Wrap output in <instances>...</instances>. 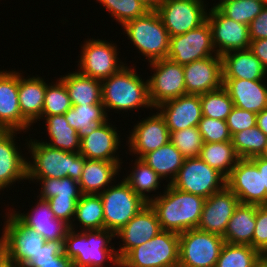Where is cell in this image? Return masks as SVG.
<instances>
[{
  "label": "cell",
  "instance_id": "8",
  "mask_svg": "<svg viewBox=\"0 0 267 267\" xmlns=\"http://www.w3.org/2000/svg\"><path fill=\"white\" fill-rule=\"evenodd\" d=\"M225 240L221 235L190 229L179 233V267H215Z\"/></svg>",
  "mask_w": 267,
  "mask_h": 267
},
{
  "label": "cell",
  "instance_id": "48",
  "mask_svg": "<svg viewBox=\"0 0 267 267\" xmlns=\"http://www.w3.org/2000/svg\"><path fill=\"white\" fill-rule=\"evenodd\" d=\"M80 198H58L54 196L47 200L51 210L57 219H61L70 225L71 229H75L73 221L75 216L76 204Z\"/></svg>",
  "mask_w": 267,
  "mask_h": 267
},
{
  "label": "cell",
  "instance_id": "7",
  "mask_svg": "<svg viewBox=\"0 0 267 267\" xmlns=\"http://www.w3.org/2000/svg\"><path fill=\"white\" fill-rule=\"evenodd\" d=\"M99 195L103 205L104 229L114 234L148 204L125 179L117 185L109 186Z\"/></svg>",
  "mask_w": 267,
  "mask_h": 267
},
{
  "label": "cell",
  "instance_id": "13",
  "mask_svg": "<svg viewBox=\"0 0 267 267\" xmlns=\"http://www.w3.org/2000/svg\"><path fill=\"white\" fill-rule=\"evenodd\" d=\"M82 48L78 72L84 76L102 81L126 65L118 61V49L114 43L100 39H89V41L86 40Z\"/></svg>",
  "mask_w": 267,
  "mask_h": 267
},
{
  "label": "cell",
  "instance_id": "47",
  "mask_svg": "<svg viewBox=\"0 0 267 267\" xmlns=\"http://www.w3.org/2000/svg\"><path fill=\"white\" fill-rule=\"evenodd\" d=\"M151 10L141 0H119L117 3V22L123 26L127 21L144 16Z\"/></svg>",
  "mask_w": 267,
  "mask_h": 267
},
{
  "label": "cell",
  "instance_id": "61",
  "mask_svg": "<svg viewBox=\"0 0 267 267\" xmlns=\"http://www.w3.org/2000/svg\"><path fill=\"white\" fill-rule=\"evenodd\" d=\"M259 157L267 160V143H266V145H265L263 151H262L261 154L259 155Z\"/></svg>",
  "mask_w": 267,
  "mask_h": 267
},
{
  "label": "cell",
  "instance_id": "24",
  "mask_svg": "<svg viewBox=\"0 0 267 267\" xmlns=\"http://www.w3.org/2000/svg\"><path fill=\"white\" fill-rule=\"evenodd\" d=\"M15 130H0V190L27 179V162L15 145ZM27 160V161H26Z\"/></svg>",
  "mask_w": 267,
  "mask_h": 267
},
{
  "label": "cell",
  "instance_id": "6",
  "mask_svg": "<svg viewBox=\"0 0 267 267\" xmlns=\"http://www.w3.org/2000/svg\"><path fill=\"white\" fill-rule=\"evenodd\" d=\"M179 233L161 230L151 240L131 249L118 267H178Z\"/></svg>",
  "mask_w": 267,
  "mask_h": 267
},
{
  "label": "cell",
  "instance_id": "35",
  "mask_svg": "<svg viewBox=\"0 0 267 267\" xmlns=\"http://www.w3.org/2000/svg\"><path fill=\"white\" fill-rule=\"evenodd\" d=\"M45 120L51 143H43L55 149L79 152L81 139L78 136V132L69 126L64 114L47 116Z\"/></svg>",
  "mask_w": 267,
  "mask_h": 267
},
{
  "label": "cell",
  "instance_id": "31",
  "mask_svg": "<svg viewBox=\"0 0 267 267\" xmlns=\"http://www.w3.org/2000/svg\"><path fill=\"white\" fill-rule=\"evenodd\" d=\"M66 88L72 105L102 104L101 80L77 72L60 78Z\"/></svg>",
  "mask_w": 267,
  "mask_h": 267
},
{
  "label": "cell",
  "instance_id": "37",
  "mask_svg": "<svg viewBox=\"0 0 267 267\" xmlns=\"http://www.w3.org/2000/svg\"><path fill=\"white\" fill-rule=\"evenodd\" d=\"M134 170L124 179L130 184L131 188L147 203L152 200L146 193L159 189L160 179H162L151 167L141 159H135Z\"/></svg>",
  "mask_w": 267,
  "mask_h": 267
},
{
  "label": "cell",
  "instance_id": "28",
  "mask_svg": "<svg viewBox=\"0 0 267 267\" xmlns=\"http://www.w3.org/2000/svg\"><path fill=\"white\" fill-rule=\"evenodd\" d=\"M19 73L18 99L22 116L32 125L41 119L46 81L38 77H22Z\"/></svg>",
  "mask_w": 267,
  "mask_h": 267
},
{
  "label": "cell",
  "instance_id": "59",
  "mask_svg": "<svg viewBox=\"0 0 267 267\" xmlns=\"http://www.w3.org/2000/svg\"><path fill=\"white\" fill-rule=\"evenodd\" d=\"M2 267H25L24 265L18 263V262H13L7 257L2 261Z\"/></svg>",
  "mask_w": 267,
  "mask_h": 267
},
{
  "label": "cell",
  "instance_id": "4",
  "mask_svg": "<svg viewBox=\"0 0 267 267\" xmlns=\"http://www.w3.org/2000/svg\"><path fill=\"white\" fill-rule=\"evenodd\" d=\"M135 71L136 69L124 66L101 81L102 104L106 111L109 108L126 112L140 107L153 108L148 80L144 82Z\"/></svg>",
  "mask_w": 267,
  "mask_h": 267
},
{
  "label": "cell",
  "instance_id": "52",
  "mask_svg": "<svg viewBox=\"0 0 267 267\" xmlns=\"http://www.w3.org/2000/svg\"><path fill=\"white\" fill-rule=\"evenodd\" d=\"M249 49L261 61L267 70V38L252 40Z\"/></svg>",
  "mask_w": 267,
  "mask_h": 267
},
{
  "label": "cell",
  "instance_id": "50",
  "mask_svg": "<svg viewBox=\"0 0 267 267\" xmlns=\"http://www.w3.org/2000/svg\"><path fill=\"white\" fill-rule=\"evenodd\" d=\"M64 253V240L46 241L32 262L52 261Z\"/></svg>",
  "mask_w": 267,
  "mask_h": 267
},
{
  "label": "cell",
  "instance_id": "21",
  "mask_svg": "<svg viewBox=\"0 0 267 267\" xmlns=\"http://www.w3.org/2000/svg\"><path fill=\"white\" fill-rule=\"evenodd\" d=\"M140 121L128 137L129 151L134 155L137 154L138 159L170 141L169 129L159 111Z\"/></svg>",
  "mask_w": 267,
  "mask_h": 267
},
{
  "label": "cell",
  "instance_id": "57",
  "mask_svg": "<svg viewBox=\"0 0 267 267\" xmlns=\"http://www.w3.org/2000/svg\"><path fill=\"white\" fill-rule=\"evenodd\" d=\"M258 266L267 267V249L259 251Z\"/></svg>",
  "mask_w": 267,
  "mask_h": 267
},
{
  "label": "cell",
  "instance_id": "32",
  "mask_svg": "<svg viewBox=\"0 0 267 267\" xmlns=\"http://www.w3.org/2000/svg\"><path fill=\"white\" fill-rule=\"evenodd\" d=\"M64 115L69 126L78 132L80 139L91 134L109 119L103 104L72 105Z\"/></svg>",
  "mask_w": 267,
  "mask_h": 267
},
{
  "label": "cell",
  "instance_id": "39",
  "mask_svg": "<svg viewBox=\"0 0 267 267\" xmlns=\"http://www.w3.org/2000/svg\"><path fill=\"white\" fill-rule=\"evenodd\" d=\"M265 5V0H220L215 6L226 17L249 26Z\"/></svg>",
  "mask_w": 267,
  "mask_h": 267
},
{
  "label": "cell",
  "instance_id": "19",
  "mask_svg": "<svg viewBox=\"0 0 267 267\" xmlns=\"http://www.w3.org/2000/svg\"><path fill=\"white\" fill-rule=\"evenodd\" d=\"M161 231L155 211L146 204L115 236L120 237L123 246L116 251L119 261L133 248L151 240Z\"/></svg>",
  "mask_w": 267,
  "mask_h": 267
},
{
  "label": "cell",
  "instance_id": "26",
  "mask_svg": "<svg viewBox=\"0 0 267 267\" xmlns=\"http://www.w3.org/2000/svg\"><path fill=\"white\" fill-rule=\"evenodd\" d=\"M263 83V80L223 78V87L234 106L256 114L267 108V85Z\"/></svg>",
  "mask_w": 267,
  "mask_h": 267
},
{
  "label": "cell",
  "instance_id": "58",
  "mask_svg": "<svg viewBox=\"0 0 267 267\" xmlns=\"http://www.w3.org/2000/svg\"><path fill=\"white\" fill-rule=\"evenodd\" d=\"M2 233H3V235H1V237H0V263L6 258L4 231Z\"/></svg>",
  "mask_w": 267,
  "mask_h": 267
},
{
  "label": "cell",
  "instance_id": "16",
  "mask_svg": "<svg viewBox=\"0 0 267 267\" xmlns=\"http://www.w3.org/2000/svg\"><path fill=\"white\" fill-rule=\"evenodd\" d=\"M226 186L236 194L241 204L267 205L262 172L250 159H240L226 179Z\"/></svg>",
  "mask_w": 267,
  "mask_h": 267
},
{
  "label": "cell",
  "instance_id": "44",
  "mask_svg": "<svg viewBox=\"0 0 267 267\" xmlns=\"http://www.w3.org/2000/svg\"><path fill=\"white\" fill-rule=\"evenodd\" d=\"M170 142L179 150L185 159L199 157L204 144L198 127L170 132Z\"/></svg>",
  "mask_w": 267,
  "mask_h": 267
},
{
  "label": "cell",
  "instance_id": "60",
  "mask_svg": "<svg viewBox=\"0 0 267 267\" xmlns=\"http://www.w3.org/2000/svg\"><path fill=\"white\" fill-rule=\"evenodd\" d=\"M143 3H145L150 9H155L161 0H141Z\"/></svg>",
  "mask_w": 267,
  "mask_h": 267
},
{
  "label": "cell",
  "instance_id": "25",
  "mask_svg": "<svg viewBox=\"0 0 267 267\" xmlns=\"http://www.w3.org/2000/svg\"><path fill=\"white\" fill-rule=\"evenodd\" d=\"M116 127L108 120L91 134L81 139L79 153L89 160L120 162L115 155L120 146V136Z\"/></svg>",
  "mask_w": 267,
  "mask_h": 267
},
{
  "label": "cell",
  "instance_id": "17",
  "mask_svg": "<svg viewBox=\"0 0 267 267\" xmlns=\"http://www.w3.org/2000/svg\"><path fill=\"white\" fill-rule=\"evenodd\" d=\"M186 94L202 95L223 87L222 57L208 58L183 65Z\"/></svg>",
  "mask_w": 267,
  "mask_h": 267
},
{
  "label": "cell",
  "instance_id": "29",
  "mask_svg": "<svg viewBox=\"0 0 267 267\" xmlns=\"http://www.w3.org/2000/svg\"><path fill=\"white\" fill-rule=\"evenodd\" d=\"M121 163L86 159L78 181L81 193L99 195L115 180L113 177L118 175Z\"/></svg>",
  "mask_w": 267,
  "mask_h": 267
},
{
  "label": "cell",
  "instance_id": "14",
  "mask_svg": "<svg viewBox=\"0 0 267 267\" xmlns=\"http://www.w3.org/2000/svg\"><path fill=\"white\" fill-rule=\"evenodd\" d=\"M214 52V53H213ZM212 31L206 20L199 27L182 35L170 37L168 59L186 65L193 61L214 56Z\"/></svg>",
  "mask_w": 267,
  "mask_h": 267
},
{
  "label": "cell",
  "instance_id": "51",
  "mask_svg": "<svg viewBox=\"0 0 267 267\" xmlns=\"http://www.w3.org/2000/svg\"><path fill=\"white\" fill-rule=\"evenodd\" d=\"M249 36L251 41L267 38V4L249 24Z\"/></svg>",
  "mask_w": 267,
  "mask_h": 267
},
{
  "label": "cell",
  "instance_id": "53",
  "mask_svg": "<svg viewBox=\"0 0 267 267\" xmlns=\"http://www.w3.org/2000/svg\"><path fill=\"white\" fill-rule=\"evenodd\" d=\"M27 267H74V265L73 261L63 253L52 261L31 262Z\"/></svg>",
  "mask_w": 267,
  "mask_h": 267
},
{
  "label": "cell",
  "instance_id": "9",
  "mask_svg": "<svg viewBox=\"0 0 267 267\" xmlns=\"http://www.w3.org/2000/svg\"><path fill=\"white\" fill-rule=\"evenodd\" d=\"M171 185L180 191L206 199L226 187V178L199 157H194L184 160Z\"/></svg>",
  "mask_w": 267,
  "mask_h": 267
},
{
  "label": "cell",
  "instance_id": "3",
  "mask_svg": "<svg viewBox=\"0 0 267 267\" xmlns=\"http://www.w3.org/2000/svg\"><path fill=\"white\" fill-rule=\"evenodd\" d=\"M26 144L33 157L27 162V178H81L86 158L79 152L55 149L36 139Z\"/></svg>",
  "mask_w": 267,
  "mask_h": 267
},
{
  "label": "cell",
  "instance_id": "27",
  "mask_svg": "<svg viewBox=\"0 0 267 267\" xmlns=\"http://www.w3.org/2000/svg\"><path fill=\"white\" fill-rule=\"evenodd\" d=\"M221 57L223 64V78H237L245 80L266 79L265 76L267 74V70L249 48L231 51Z\"/></svg>",
  "mask_w": 267,
  "mask_h": 267
},
{
  "label": "cell",
  "instance_id": "18",
  "mask_svg": "<svg viewBox=\"0 0 267 267\" xmlns=\"http://www.w3.org/2000/svg\"><path fill=\"white\" fill-rule=\"evenodd\" d=\"M239 199L227 186L205 199L197 229L223 236Z\"/></svg>",
  "mask_w": 267,
  "mask_h": 267
},
{
  "label": "cell",
  "instance_id": "54",
  "mask_svg": "<svg viewBox=\"0 0 267 267\" xmlns=\"http://www.w3.org/2000/svg\"><path fill=\"white\" fill-rule=\"evenodd\" d=\"M250 160L257 166L258 170L262 172L263 188H266L267 192V160L259 156L252 157Z\"/></svg>",
  "mask_w": 267,
  "mask_h": 267
},
{
  "label": "cell",
  "instance_id": "30",
  "mask_svg": "<svg viewBox=\"0 0 267 267\" xmlns=\"http://www.w3.org/2000/svg\"><path fill=\"white\" fill-rule=\"evenodd\" d=\"M256 210L257 205L239 203L228 222L224 235L222 236L225 242L253 247Z\"/></svg>",
  "mask_w": 267,
  "mask_h": 267
},
{
  "label": "cell",
  "instance_id": "36",
  "mask_svg": "<svg viewBox=\"0 0 267 267\" xmlns=\"http://www.w3.org/2000/svg\"><path fill=\"white\" fill-rule=\"evenodd\" d=\"M75 220L79 221L83 230L104 229V213L100 195L82 194L76 204L73 221Z\"/></svg>",
  "mask_w": 267,
  "mask_h": 267
},
{
  "label": "cell",
  "instance_id": "10",
  "mask_svg": "<svg viewBox=\"0 0 267 267\" xmlns=\"http://www.w3.org/2000/svg\"><path fill=\"white\" fill-rule=\"evenodd\" d=\"M169 37L182 35L206 21L207 10L202 0H161L155 8Z\"/></svg>",
  "mask_w": 267,
  "mask_h": 267
},
{
  "label": "cell",
  "instance_id": "40",
  "mask_svg": "<svg viewBox=\"0 0 267 267\" xmlns=\"http://www.w3.org/2000/svg\"><path fill=\"white\" fill-rule=\"evenodd\" d=\"M231 141L240 159H250L261 154L267 136L255 126L233 134Z\"/></svg>",
  "mask_w": 267,
  "mask_h": 267
},
{
  "label": "cell",
  "instance_id": "49",
  "mask_svg": "<svg viewBox=\"0 0 267 267\" xmlns=\"http://www.w3.org/2000/svg\"><path fill=\"white\" fill-rule=\"evenodd\" d=\"M253 248L258 251L267 249V205H257Z\"/></svg>",
  "mask_w": 267,
  "mask_h": 267
},
{
  "label": "cell",
  "instance_id": "11",
  "mask_svg": "<svg viewBox=\"0 0 267 267\" xmlns=\"http://www.w3.org/2000/svg\"><path fill=\"white\" fill-rule=\"evenodd\" d=\"M154 74L148 80L149 98L155 109L166 101L186 94L184 68L171 59L149 62Z\"/></svg>",
  "mask_w": 267,
  "mask_h": 267
},
{
  "label": "cell",
  "instance_id": "42",
  "mask_svg": "<svg viewBox=\"0 0 267 267\" xmlns=\"http://www.w3.org/2000/svg\"><path fill=\"white\" fill-rule=\"evenodd\" d=\"M28 180L41 181L39 199L47 201L58 196V198H81V190L77 180L70 177L65 178H27ZM34 179V180H33Z\"/></svg>",
  "mask_w": 267,
  "mask_h": 267
},
{
  "label": "cell",
  "instance_id": "22",
  "mask_svg": "<svg viewBox=\"0 0 267 267\" xmlns=\"http://www.w3.org/2000/svg\"><path fill=\"white\" fill-rule=\"evenodd\" d=\"M155 109L165 119L169 132L198 127L202 118L200 95L185 94L166 101Z\"/></svg>",
  "mask_w": 267,
  "mask_h": 267
},
{
  "label": "cell",
  "instance_id": "55",
  "mask_svg": "<svg viewBox=\"0 0 267 267\" xmlns=\"http://www.w3.org/2000/svg\"><path fill=\"white\" fill-rule=\"evenodd\" d=\"M103 6H105L106 11H109V14L115 18L117 21V3L119 0H97Z\"/></svg>",
  "mask_w": 267,
  "mask_h": 267
},
{
  "label": "cell",
  "instance_id": "56",
  "mask_svg": "<svg viewBox=\"0 0 267 267\" xmlns=\"http://www.w3.org/2000/svg\"><path fill=\"white\" fill-rule=\"evenodd\" d=\"M256 126L267 136V108L257 113Z\"/></svg>",
  "mask_w": 267,
  "mask_h": 267
},
{
  "label": "cell",
  "instance_id": "20",
  "mask_svg": "<svg viewBox=\"0 0 267 267\" xmlns=\"http://www.w3.org/2000/svg\"><path fill=\"white\" fill-rule=\"evenodd\" d=\"M19 72L0 71V130H28L18 99Z\"/></svg>",
  "mask_w": 267,
  "mask_h": 267
},
{
  "label": "cell",
  "instance_id": "12",
  "mask_svg": "<svg viewBox=\"0 0 267 267\" xmlns=\"http://www.w3.org/2000/svg\"><path fill=\"white\" fill-rule=\"evenodd\" d=\"M4 222L6 257L27 267L46 240L35 230L25 226L13 213ZM6 223V224H5Z\"/></svg>",
  "mask_w": 267,
  "mask_h": 267
},
{
  "label": "cell",
  "instance_id": "43",
  "mask_svg": "<svg viewBox=\"0 0 267 267\" xmlns=\"http://www.w3.org/2000/svg\"><path fill=\"white\" fill-rule=\"evenodd\" d=\"M58 80L54 85L47 84L42 119L47 116L65 114L72 107L64 82L61 79Z\"/></svg>",
  "mask_w": 267,
  "mask_h": 267
},
{
  "label": "cell",
  "instance_id": "46",
  "mask_svg": "<svg viewBox=\"0 0 267 267\" xmlns=\"http://www.w3.org/2000/svg\"><path fill=\"white\" fill-rule=\"evenodd\" d=\"M226 124L232 136L237 132L255 127L257 124V114L234 106L226 118Z\"/></svg>",
  "mask_w": 267,
  "mask_h": 267
},
{
  "label": "cell",
  "instance_id": "33",
  "mask_svg": "<svg viewBox=\"0 0 267 267\" xmlns=\"http://www.w3.org/2000/svg\"><path fill=\"white\" fill-rule=\"evenodd\" d=\"M141 160L151 167L161 178L168 177L171 184L182 167L185 158L169 141L157 150L148 152Z\"/></svg>",
  "mask_w": 267,
  "mask_h": 267
},
{
  "label": "cell",
  "instance_id": "23",
  "mask_svg": "<svg viewBox=\"0 0 267 267\" xmlns=\"http://www.w3.org/2000/svg\"><path fill=\"white\" fill-rule=\"evenodd\" d=\"M39 201V202H38ZM32 213H12L27 227L35 230L46 241L65 240L70 225L57 219L51 210L50 204L39 199Z\"/></svg>",
  "mask_w": 267,
  "mask_h": 267
},
{
  "label": "cell",
  "instance_id": "38",
  "mask_svg": "<svg viewBox=\"0 0 267 267\" xmlns=\"http://www.w3.org/2000/svg\"><path fill=\"white\" fill-rule=\"evenodd\" d=\"M259 251L249 245L225 242L215 267H257Z\"/></svg>",
  "mask_w": 267,
  "mask_h": 267
},
{
  "label": "cell",
  "instance_id": "41",
  "mask_svg": "<svg viewBox=\"0 0 267 267\" xmlns=\"http://www.w3.org/2000/svg\"><path fill=\"white\" fill-rule=\"evenodd\" d=\"M202 116L226 120L234 107L227 90L222 87L200 95Z\"/></svg>",
  "mask_w": 267,
  "mask_h": 267
},
{
  "label": "cell",
  "instance_id": "34",
  "mask_svg": "<svg viewBox=\"0 0 267 267\" xmlns=\"http://www.w3.org/2000/svg\"><path fill=\"white\" fill-rule=\"evenodd\" d=\"M199 158L207 165L220 172L226 179L240 160V157L232 145V141L204 143Z\"/></svg>",
  "mask_w": 267,
  "mask_h": 267
},
{
  "label": "cell",
  "instance_id": "2",
  "mask_svg": "<svg viewBox=\"0 0 267 267\" xmlns=\"http://www.w3.org/2000/svg\"><path fill=\"white\" fill-rule=\"evenodd\" d=\"M115 234L112 231L69 229L64 240V253L73 261L74 267H105L104 263L119 265L116 249L110 244ZM112 246V247H111Z\"/></svg>",
  "mask_w": 267,
  "mask_h": 267
},
{
  "label": "cell",
  "instance_id": "15",
  "mask_svg": "<svg viewBox=\"0 0 267 267\" xmlns=\"http://www.w3.org/2000/svg\"><path fill=\"white\" fill-rule=\"evenodd\" d=\"M206 20L212 31V42L217 55L250 47L248 25L226 17L215 5L207 13Z\"/></svg>",
  "mask_w": 267,
  "mask_h": 267
},
{
  "label": "cell",
  "instance_id": "5",
  "mask_svg": "<svg viewBox=\"0 0 267 267\" xmlns=\"http://www.w3.org/2000/svg\"><path fill=\"white\" fill-rule=\"evenodd\" d=\"M133 46L149 62L168 57L170 37L155 9L144 16L127 21L122 26Z\"/></svg>",
  "mask_w": 267,
  "mask_h": 267
},
{
  "label": "cell",
  "instance_id": "1",
  "mask_svg": "<svg viewBox=\"0 0 267 267\" xmlns=\"http://www.w3.org/2000/svg\"><path fill=\"white\" fill-rule=\"evenodd\" d=\"M164 194L148 203L155 211L161 230L182 233L196 229L201 217L205 198L186 193L168 184Z\"/></svg>",
  "mask_w": 267,
  "mask_h": 267
},
{
  "label": "cell",
  "instance_id": "45",
  "mask_svg": "<svg viewBox=\"0 0 267 267\" xmlns=\"http://www.w3.org/2000/svg\"><path fill=\"white\" fill-rule=\"evenodd\" d=\"M204 143H219L231 141V135L226 120L212 119L202 116L198 124Z\"/></svg>",
  "mask_w": 267,
  "mask_h": 267
}]
</instances>
